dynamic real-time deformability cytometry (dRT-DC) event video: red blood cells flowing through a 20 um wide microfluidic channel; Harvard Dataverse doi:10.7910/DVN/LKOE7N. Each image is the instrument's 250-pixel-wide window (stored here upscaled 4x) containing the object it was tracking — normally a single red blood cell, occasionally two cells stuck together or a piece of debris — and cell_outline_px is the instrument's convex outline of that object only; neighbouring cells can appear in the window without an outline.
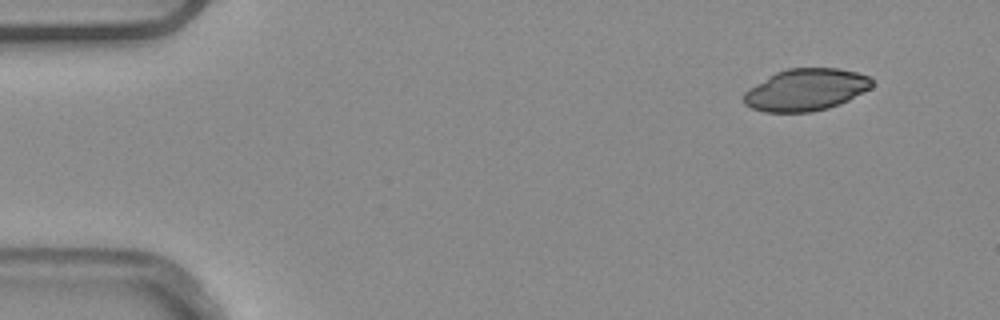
{"species": "common noctule bat (a hibernating species)", "species_latin": "Nyctalus noctula", "temperature_condition": "warm", "stored_images_in_passage": 4, "camera_frame_rate_fps": 3000, "um_per_image_px": 0.085, "animal": {"sex": "male", "body_mass_g": 20.4}, "frame": {"image": 1, "passage_image": 1, "time_ms": 0.0, "image_size_px": [1000, 320], "cell_outline_px": [[876, 80], [872, 88], [840, 104], [828, 108], [812, 112], [764, 112], [752, 108], [744, 104], [744, 92], [748, 88], [776, 72], [788, 68], [840, 68], [872, 76]], "centroid_in_image_um": [68.55, 7.62], "position_along_channel_um": 16.5, "area_um2": 31.73}}